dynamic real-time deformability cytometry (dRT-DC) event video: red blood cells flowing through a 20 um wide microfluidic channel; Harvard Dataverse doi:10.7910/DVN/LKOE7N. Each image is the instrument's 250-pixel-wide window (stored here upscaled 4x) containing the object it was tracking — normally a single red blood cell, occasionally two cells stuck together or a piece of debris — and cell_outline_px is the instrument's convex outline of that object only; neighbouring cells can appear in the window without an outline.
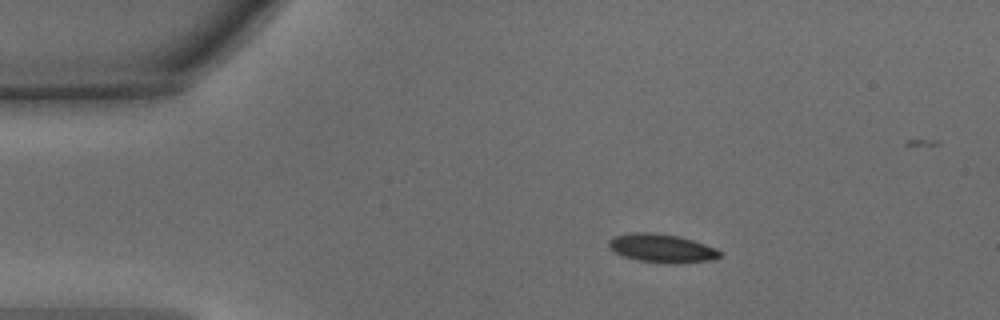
{"species": "common noctule bat (a hibernating species)", "species_latin": "Nyctalus noctula", "temperature_condition": "warm", "stored_images_in_passage": 35, "camera_frame_rate_fps": 3000, "um_per_image_px": 0.085, "animal": {"sex": "male", "body_mass_g": 15.6}, "frame": {"image": 1, "passage_image": 1, "time_ms": 0.0, "image_size_px": [1000, 320], "cell_outline_px": [[724, 252], [716, 260], [676, 264], [640, 260], [624, 256], [608, 248], [608, 240], [616, 236], [632, 232], [656, 232], [680, 236], [716, 248]], "centroid_in_image_um": [56.31, 21.09], "position_along_channel_um": 28.7, "area_um2": 18.61}}
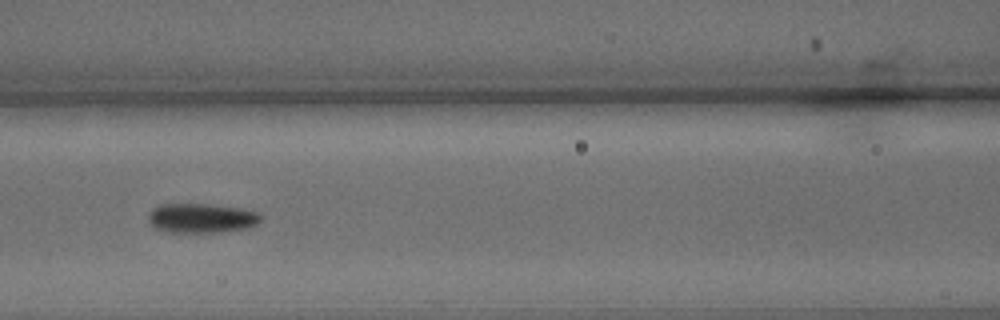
{"frame": {"image": 2, "passage_image": 13, "time_ms": 4.0, "image_size_px": [1000, 320], "cell_outline_px": [[260, 220], [256, 224], [248, 228], [224, 232], [164, 232], [156, 228], [148, 220], [148, 212], [156, 204], [208, 204], [240, 208], [260, 212]], "centroid_in_image_um": [17.1, 18.54], "position_along_channel_um": 149.5, "area_um2": 19.54}}
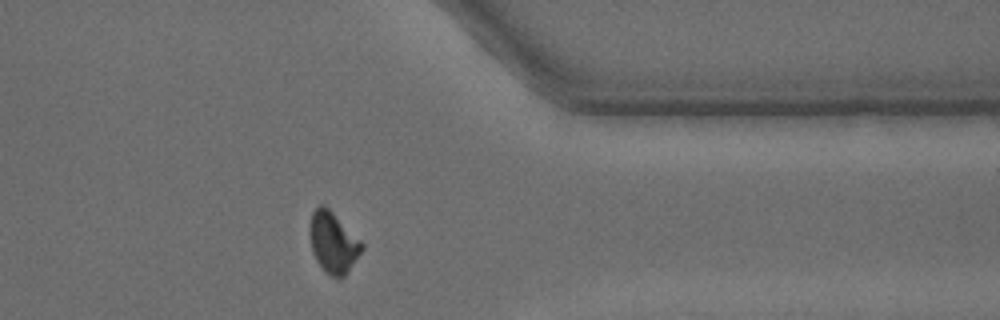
{"frame": {"image": 3, "passage_image": 30, "time_ms": 9.667, "image_size_px": [1000, 320], "cell_outline_px": [[364, 248], [344, 276], [332, 276], [324, 272], [316, 260], [312, 252], [308, 232], [308, 224], [312, 212], [320, 204], [324, 204], [364, 244]], "centroid_in_image_um": [28.27, 20.59], "position_along_channel_um": 383.1, "area_um2": 18.44}}